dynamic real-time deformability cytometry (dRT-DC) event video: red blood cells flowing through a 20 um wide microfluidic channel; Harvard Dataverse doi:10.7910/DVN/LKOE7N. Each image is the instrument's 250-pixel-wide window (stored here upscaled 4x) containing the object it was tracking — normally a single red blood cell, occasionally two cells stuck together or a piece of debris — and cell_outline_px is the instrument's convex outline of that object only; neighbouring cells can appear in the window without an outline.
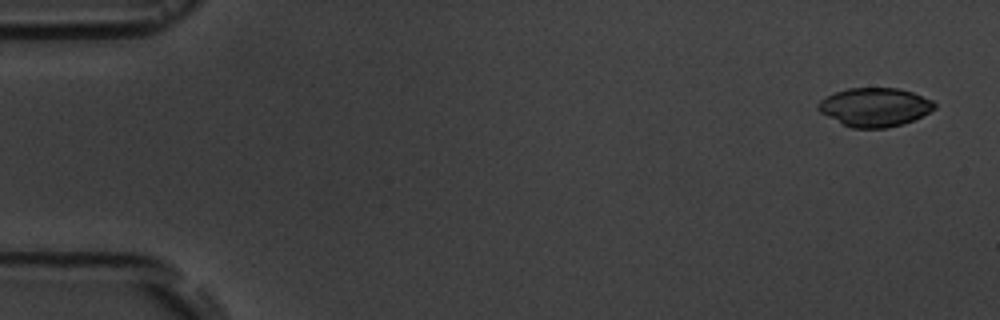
{"species": "common noctule bat (a hibernating species)", "species_latin": "Nyctalus noctula", "temperature_condition": "room temperature", "stored_images_in_passage": 3, "camera_frame_rate_fps": 3000, "um_per_image_px": 0.085, "animal": {"sex": "male", "body_mass_g": 19.5, "forearm_length_mm": 54.6}, "frame": {"image": 1, "passage_image": 1, "time_ms": 0.0, "image_size_px": [1000, 320], "cell_outline_px": [[936, 108], [904, 124], [888, 128], [852, 128], [820, 112], [816, 108], [816, 104], [824, 96], [848, 88], [896, 88], [912, 92], [932, 100], [936, 104]], "centroid_in_image_um": [74.33, 9.1], "position_along_channel_um": 10.7, "area_um2": 26.13}}